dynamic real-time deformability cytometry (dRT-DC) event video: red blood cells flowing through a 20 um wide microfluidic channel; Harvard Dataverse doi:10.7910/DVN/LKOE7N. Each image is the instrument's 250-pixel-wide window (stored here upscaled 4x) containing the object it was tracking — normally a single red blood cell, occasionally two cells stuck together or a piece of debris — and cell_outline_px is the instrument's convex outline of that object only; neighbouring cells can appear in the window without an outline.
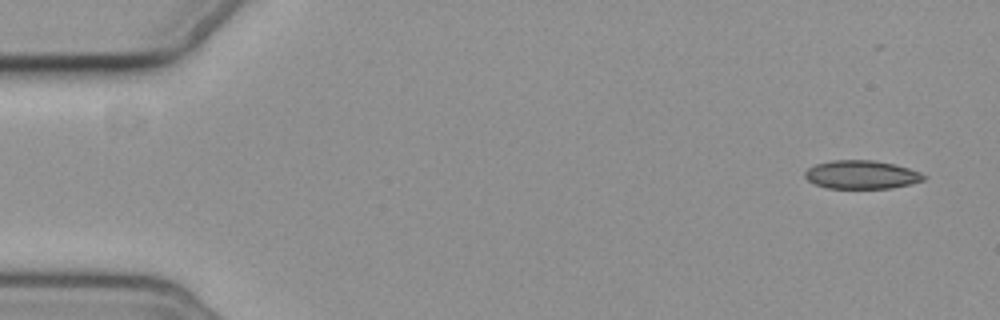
{"species": "common noctule bat (a hibernating species)", "species_latin": "Nyctalus noctula", "temperature_condition": "cold", "stored_images_in_passage": 6, "segment_of_instrument_passage": [1, 2], "camera_frame_rate_fps": 3000, "um_per_image_px": 0.085, "animal": {"sex": "female", "body_mass_g": 19.3, "forearm_length_mm": 54.1}, "frame": {"image": 1, "passage_image": 1, "time_ms": 0.0, "image_size_px": [1000, 320], "cell_outline_px": [[928, 176], [924, 180], [892, 188], [828, 188], [816, 184], [808, 180], [804, 176], [804, 172], [808, 168], [816, 164], [832, 160], [876, 160], [908, 168], [920, 172]], "centroid_in_image_um": [73.23, 14.84], "position_along_channel_um": 11.8, "area_um2": 19.59}}